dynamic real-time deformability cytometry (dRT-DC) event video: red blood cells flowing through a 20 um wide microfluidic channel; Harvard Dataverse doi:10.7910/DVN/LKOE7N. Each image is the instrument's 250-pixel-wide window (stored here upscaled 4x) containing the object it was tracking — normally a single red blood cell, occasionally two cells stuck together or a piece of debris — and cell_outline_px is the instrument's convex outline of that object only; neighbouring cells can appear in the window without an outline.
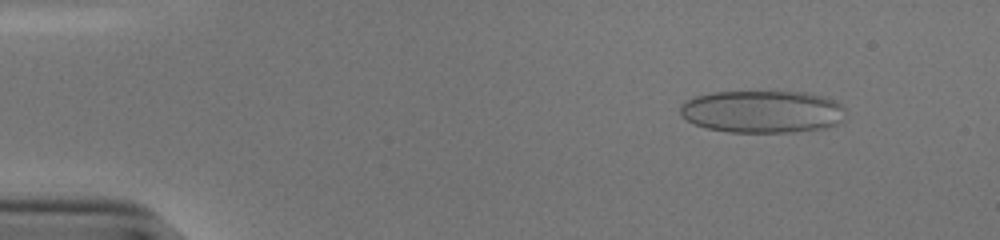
{"species": "human", "species_latin": "Homo sapiens", "temperature_condition": "cold", "stored_images_in_passage": 55, "camera_frame_rate_fps": 3000, "um_per_image_px": 0.085, "donor": {"sex": "male"}, "frame": {"image": 1, "passage_image": 7, "time_ms": 2.0, "image_size_px": [1000, 240], "cell_outline_px": [[844, 108], [836, 124], [820, 128], [792, 132], [728, 132], [708, 128], [696, 124], [688, 120], [680, 112], [680, 108], [688, 100], [696, 96], [716, 92], [804, 92], [836, 100]], "centroid_in_image_um": [64.78, 9.48], "position_along_channel_um": 20.2, "area_um2": 40.11}}
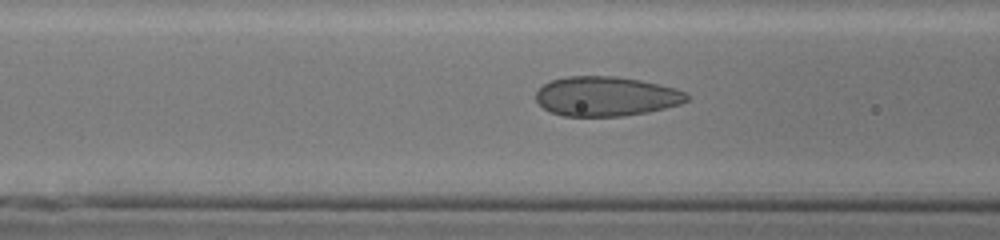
{"frame": {"image": 2, "passage_image": 23, "time_ms": 7.333, "image_size_px": [1000, 240], "cell_outline_px": [[688, 100], [680, 104], [648, 112], [624, 116], [564, 116], [548, 112], [536, 100], [536, 92], [544, 84], [552, 80], [568, 76], [616, 76], [640, 80], [660, 84], [676, 88], [684, 92], [688, 96]], "centroid_in_image_um": [51.51, 8.19], "position_along_channel_um": 115.1, "area_um2": 34.85}}
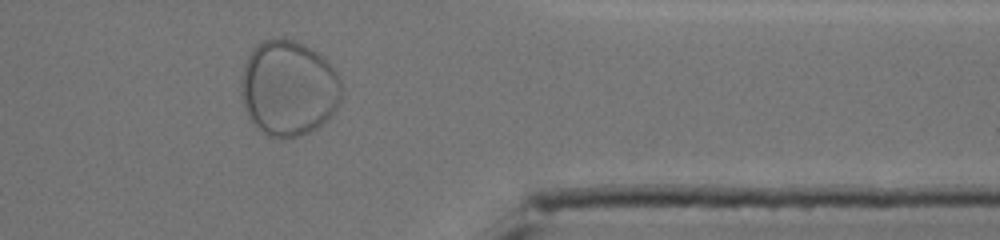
{"frame": {"image": 3, "passage_image": 46, "time_ms": 15.0, "image_size_px": [1000, 240], "cell_outline_px": [[344, 88], [340, 104], [328, 120], [316, 128], [300, 136], [284, 140], [280, 140], [268, 136], [260, 132], [256, 128], [248, 116], [240, 92], [240, 84], [244, 68], [248, 56], [256, 44], [264, 40], [296, 40], [320, 52], [328, 60], [336, 72]], "centroid_in_image_um": [24.56, 7.53], "position_along_channel_um": 386.8, "area_um2": 56.82}, "authors_computed_cell_mechanics": {"area_um2": 39.1884, "velocity_mm_per_s": 3.7093, "shape_relaxation_time_tau1_ms": 4.0799, "shape_relaxation_time_tau2_ms": null, "deformation_change_tau1": 0.1368, "deformation_change_tau2": null}}